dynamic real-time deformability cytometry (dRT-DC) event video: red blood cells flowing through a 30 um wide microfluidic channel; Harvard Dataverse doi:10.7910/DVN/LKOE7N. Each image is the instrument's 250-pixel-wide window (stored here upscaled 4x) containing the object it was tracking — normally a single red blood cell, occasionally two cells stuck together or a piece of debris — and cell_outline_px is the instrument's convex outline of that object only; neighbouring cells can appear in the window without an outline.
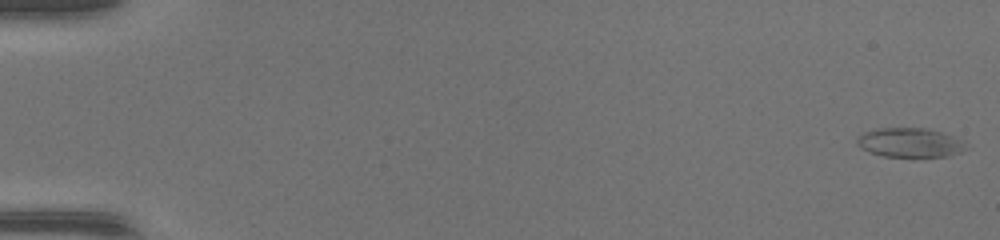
{"species": "common noctule bat (a hibernating species)", "species_latin": "Nyctalus noctula", "temperature_condition": "warm", "stored_images_in_passage": 49, "camera_frame_rate_fps": 3000, "um_per_image_px": 0.085, "animal": {"sex": "female", "body_mass_g": 17.0, "forearm_length_mm": 48.0}, "frame": {"image": 1, "passage_image": 1, "time_ms": 0.0, "image_size_px": [1000, 240], "cell_outline_px": [[968, 148], [960, 152], [948, 156], [884, 156], [860, 148], [856, 144], [856, 140], [864, 132], [880, 128], [928, 128], [944, 132], [964, 140]], "centroid_in_image_um": [77.4, 12.11], "position_along_channel_um": 7.6, "area_um2": 18.61}}
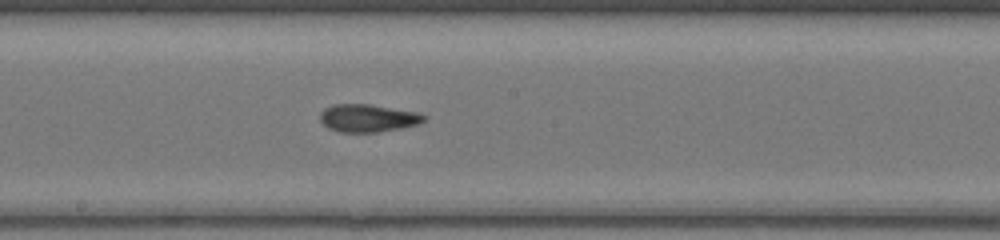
{"frame": {"image": 2, "passage_image": 28, "time_ms": 9.0, "image_size_px": [1000, 240], "cell_outline_px": [[428, 116], [424, 120], [416, 124], [400, 128], [376, 132], [340, 132], [328, 128], [320, 120], [320, 112], [324, 108], [332, 104], [368, 104], [416, 112]], "centroid_in_image_um": [31.22, 10.03], "position_along_channel_um": 217.0, "area_um2": 16.65}}
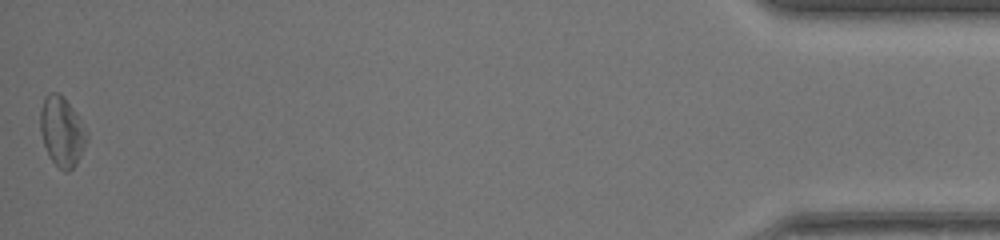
{"frame": {"image": 3, "passage_image": 49, "time_ms": 16.0, "image_size_px": [1000, 240], "cell_outline_px": [[88, 140], [76, 164], [68, 172], [64, 172], [48, 156], [40, 132], [40, 112], [44, 96], [48, 92], [56, 92], [64, 96], [88, 132]], "centroid_in_image_um": [5.25, 11.17], "position_along_channel_um": 429.9, "area_um2": 18.9}, "authors_computed_cell_mechanics": {"area_um2": 17.1666, "velocity_mm_per_s": 4.3459, "shape_relaxation_time_tau1_ms": 4.5717, "shape_relaxation_time_tau2_ms": 3.9298, "deformation_change_tau1": 0.1412, "deformation_change_tau2": 0.1411}}